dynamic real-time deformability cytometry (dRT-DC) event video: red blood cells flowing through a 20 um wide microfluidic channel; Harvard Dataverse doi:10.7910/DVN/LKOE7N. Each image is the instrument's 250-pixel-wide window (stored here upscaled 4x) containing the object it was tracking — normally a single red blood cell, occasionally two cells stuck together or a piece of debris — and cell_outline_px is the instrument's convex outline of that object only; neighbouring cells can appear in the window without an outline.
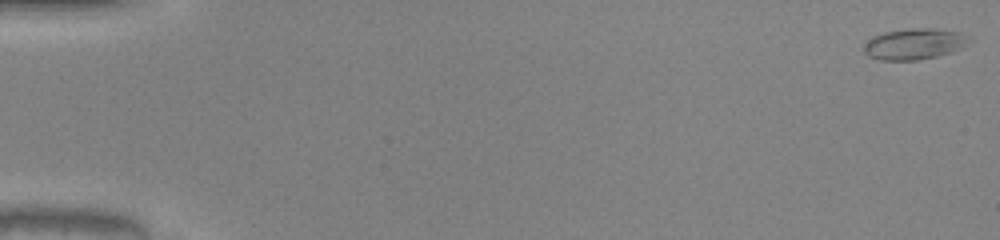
{"species": "common noctule bat (a hibernating species)", "species_latin": "Nyctalus noctula", "temperature_condition": "warm", "stored_images_in_passage": 51, "camera_frame_rate_fps": 3000, "um_per_image_px": 0.085, "animal": {"sex": "male", "body_mass_g": 20.0, "forearm_length_mm": 53.3}, "frame": {"image": 1, "passage_image": 1, "time_ms": 0.0, "image_size_px": [1000, 240], "cell_outline_px": [[972, 40], [960, 48], [952, 52], [936, 56], [916, 60], [880, 60], [868, 56], [864, 52], [864, 44], [872, 36], [884, 32], [904, 28], [936, 28], [960, 32], [972, 36]], "centroid_in_image_um": [77.73, 3.72], "position_along_channel_um": 7.3, "area_um2": 19.31}}
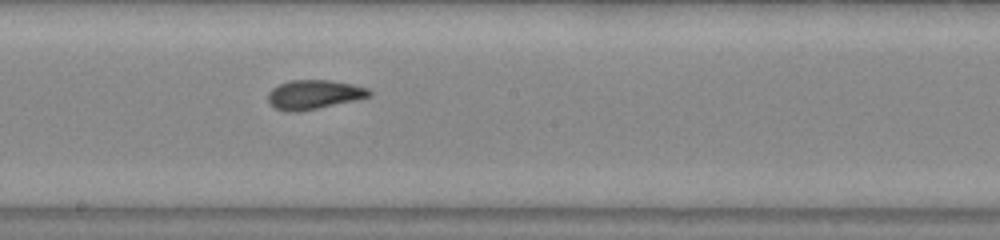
{"frame": {"image": 2, "passage_image": 29, "time_ms": 9.333, "image_size_px": [1000, 240], "cell_outline_px": [[372, 96], [356, 100], [296, 112], [288, 112], [276, 108], [268, 104], [268, 92], [272, 88], [288, 80], [328, 80], [352, 84], [368, 88], [372, 92]], "centroid_in_image_um": [26.67, 8.03], "position_along_channel_um": 221.5, "area_um2": 17.22}}
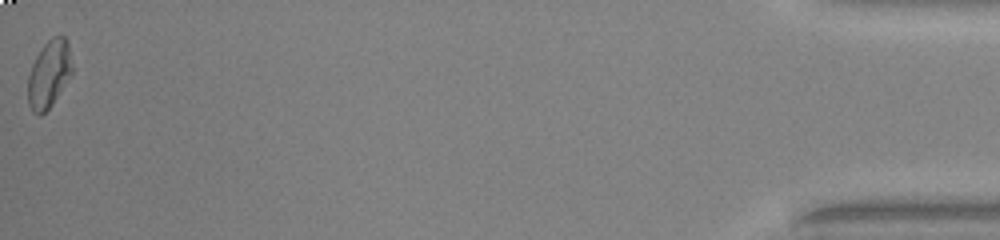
{"frame": {"image": 3, "passage_image": 51, "time_ms": 16.667, "image_size_px": [1000, 240], "cell_outline_px": [[72, 72], [52, 104], [40, 116], [36, 116], [32, 112], [28, 104], [28, 76], [32, 64], [40, 48], [52, 36], [60, 32], [68, 40], [72, 68]], "centroid_in_image_um": [4.15, 6.25], "position_along_channel_um": 431.0, "area_um2": 17.51}, "authors_computed_cell_mechanics": {"area_um2": 17.5134, "velocity_mm_per_s": 4.1191, "shape_relaxation_time_tau1_ms": null, "shape_relaxation_time_tau2_ms": 1.5345, "deformation_change_tau1": null, "deformation_change_tau2": 0.0547}}